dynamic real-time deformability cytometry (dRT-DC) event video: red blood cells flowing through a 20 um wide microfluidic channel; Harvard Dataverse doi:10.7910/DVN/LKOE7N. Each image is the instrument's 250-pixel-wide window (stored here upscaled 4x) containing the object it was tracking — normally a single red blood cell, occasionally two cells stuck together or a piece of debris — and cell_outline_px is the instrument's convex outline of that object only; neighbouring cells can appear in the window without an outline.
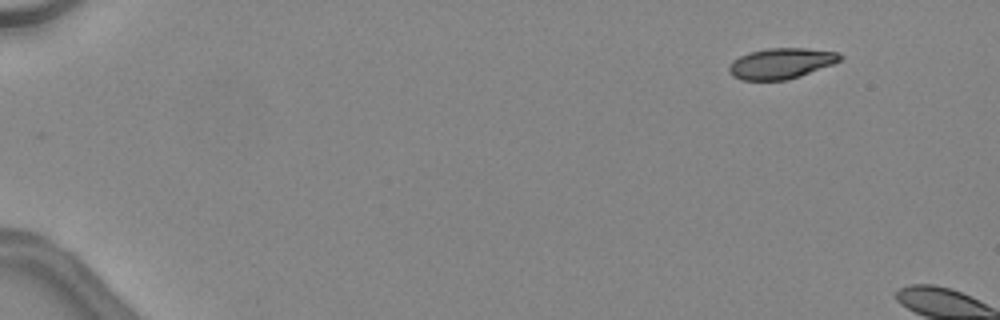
{"species": "common noctule bat (a hibernating species)", "species_latin": "Nyctalus noctula", "temperature_condition": "warm", "stored_images_in_passage": 6, "camera_frame_rate_fps": 3000, "um_per_image_px": 0.085, "animal": {"sex": "female", "body_mass_g": 24.6, "forearm_length_mm": 56.2}, "frame": {"image": 1, "passage_image": 2, "time_ms": 0.333, "image_size_px": [1000, 320], "cell_outline_px": [[844, 56], [840, 60], [832, 64], [800, 76], [784, 80], [740, 80], [732, 76], [728, 72], [728, 68], [732, 60], [748, 52], [768, 48], [804, 48], [836, 52]], "centroid_in_image_um": [66.34, 5.39], "position_along_channel_um": 18.7, "area_um2": 19.83}}